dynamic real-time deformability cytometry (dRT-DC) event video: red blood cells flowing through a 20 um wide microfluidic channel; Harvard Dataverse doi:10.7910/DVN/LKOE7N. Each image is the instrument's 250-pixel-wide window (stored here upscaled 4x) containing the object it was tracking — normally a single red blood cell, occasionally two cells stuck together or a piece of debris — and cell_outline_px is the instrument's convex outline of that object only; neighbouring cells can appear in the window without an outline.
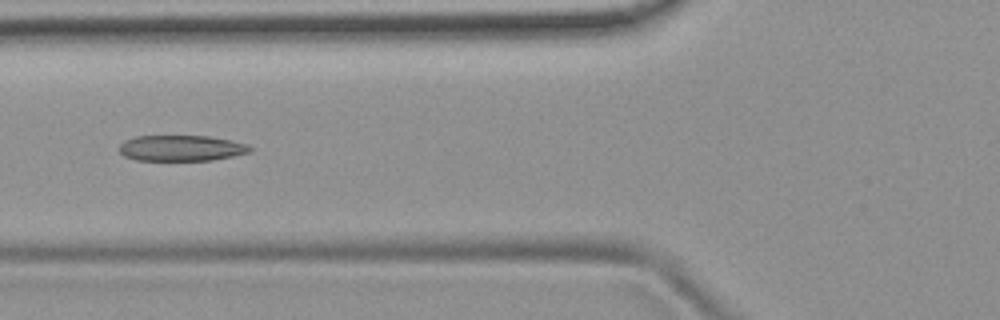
{"species": "common noctule bat (a hibernating species)", "species_latin": "Nyctalus noctula", "temperature_condition": "room temperature", "stored_images_in_passage": 7, "camera_frame_rate_fps": 3000, "um_per_image_px": 0.085, "animal": {"sex": "female", "body_mass_g": 19.9}, "frame": {"image": 1, "passage_image": 6, "time_ms": 6.0, "image_size_px": [1000, 320], "cell_outline_px": [[252, 148], [248, 152], [232, 156], [212, 160], [136, 160], [124, 156], [120, 152], [120, 144], [124, 140], [136, 136], [208, 136], [248, 144]], "centroid_in_image_um": [15.37, 12.59], "position_along_channel_um": 110.4, "area_um2": 19.48}}
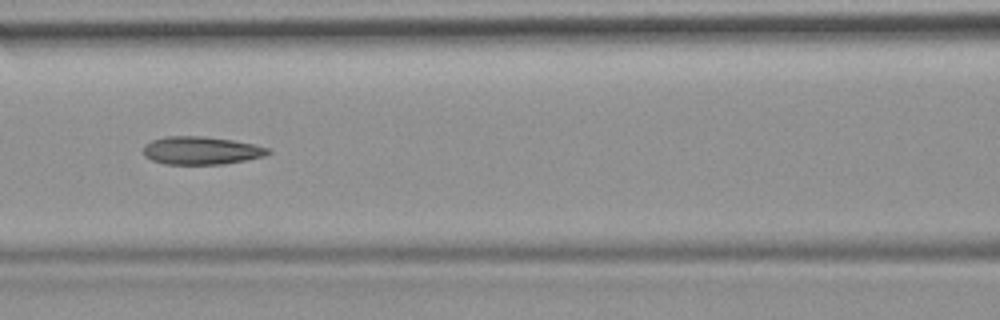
{"frame": {"image": 2, "passage_image": 7, "time_ms": 7.0, "image_size_px": [1000, 320], "cell_outline_px": [[272, 152], [264, 156], [224, 164], [164, 164], [152, 160], [144, 156], [144, 144], [152, 140], [168, 136], [200, 136], [232, 140], [252, 144], [268, 148]], "centroid_in_image_um": [17.07, 12.8], "position_along_channel_um": 149.5, "area_um2": 20.17}}